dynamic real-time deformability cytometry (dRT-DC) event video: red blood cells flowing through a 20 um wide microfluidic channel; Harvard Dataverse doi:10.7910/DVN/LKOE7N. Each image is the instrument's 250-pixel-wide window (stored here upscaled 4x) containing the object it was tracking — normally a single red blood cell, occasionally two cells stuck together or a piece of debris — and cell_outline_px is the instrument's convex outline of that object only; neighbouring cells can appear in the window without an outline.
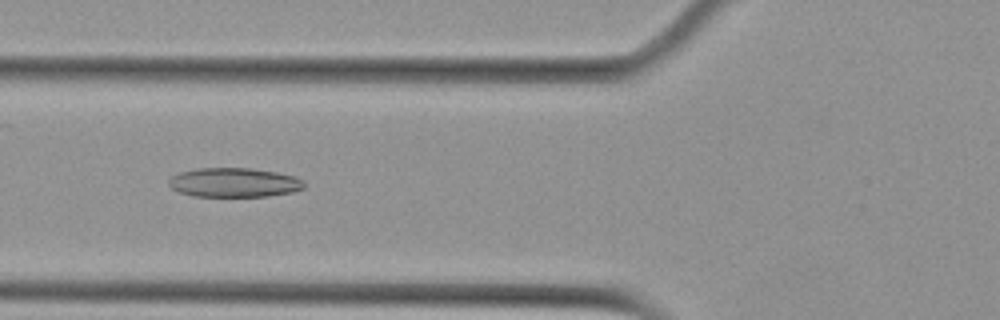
{"species": "Egyptian fruit bat (a non-hibernating species)", "species_latin": "Rousettus aegyptiacus", "temperature_condition": "cold", "stored_images_in_passage": 6, "camera_frame_rate_fps": 3000, "um_per_image_px": 0.085, "animal": {"sex": "female"}, "frame": {"image": 1, "passage_image": 6, "time_ms": 5.667, "image_size_px": [1000, 320], "cell_outline_px": [[304, 188], [292, 192], [268, 196], [192, 196], [180, 192], [172, 188], [168, 184], [168, 180], [172, 176], [180, 172], [196, 168], [252, 168], [276, 172], [296, 176], [304, 180]], "centroid_in_image_um": [19.91, 15.51], "position_along_channel_um": 105.9, "area_um2": 23.18}}